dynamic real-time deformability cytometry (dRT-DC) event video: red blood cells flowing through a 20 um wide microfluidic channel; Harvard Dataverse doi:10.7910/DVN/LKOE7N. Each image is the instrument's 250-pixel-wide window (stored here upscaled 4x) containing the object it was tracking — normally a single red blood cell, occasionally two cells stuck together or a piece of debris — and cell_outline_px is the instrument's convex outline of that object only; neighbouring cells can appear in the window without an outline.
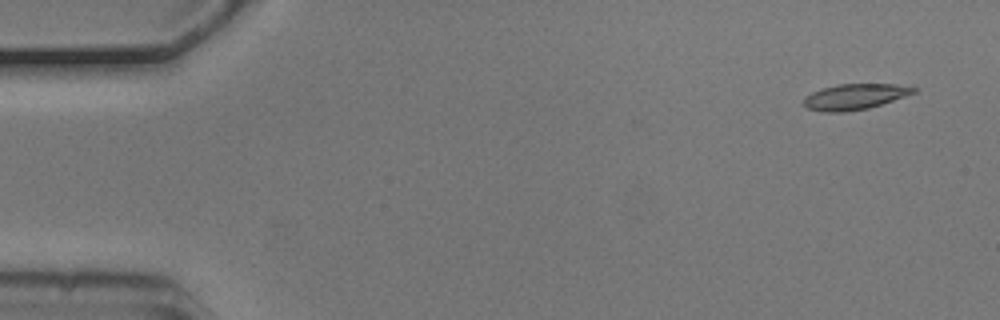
{"species": "common noctule bat (a hibernating species)", "species_latin": "Nyctalus noctula", "temperature_condition": "cold", "stored_images_in_passage": 4, "camera_frame_rate_fps": 3000, "um_per_image_px": 0.085, "animal": {"sex": "male", "body_mass_g": 20.5, "forearm_length_mm": 52.5}, "frame": {"image": 1, "passage_image": 1, "time_ms": 0.0, "image_size_px": [1000, 320], "cell_outline_px": [[916, 92], [868, 108], [840, 112], [820, 112], [808, 108], [804, 104], [804, 96], [820, 88], [836, 84], [896, 84], [916, 88]], "centroid_in_image_um": [72.59, 8.21], "position_along_channel_um": 12.4, "area_um2": 16.3}}